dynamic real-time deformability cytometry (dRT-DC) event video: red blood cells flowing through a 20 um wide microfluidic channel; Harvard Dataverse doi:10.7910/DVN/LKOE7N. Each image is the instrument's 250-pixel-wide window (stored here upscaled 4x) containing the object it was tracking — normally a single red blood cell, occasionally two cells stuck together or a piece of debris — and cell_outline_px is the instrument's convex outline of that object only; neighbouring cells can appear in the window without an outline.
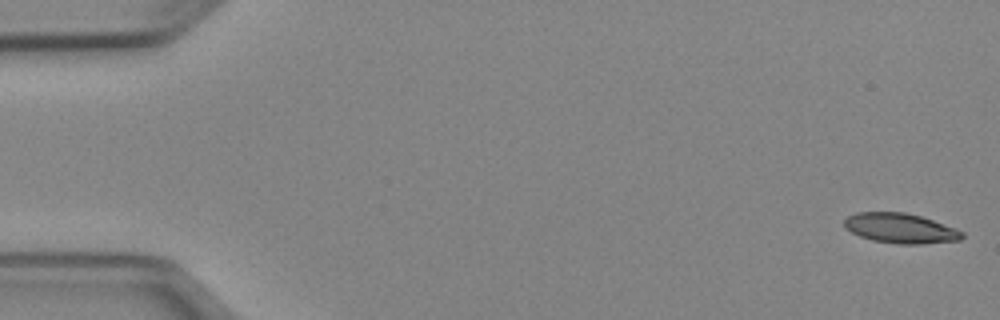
{"species": "Egyptian fruit bat (a non-hibernating species)", "species_latin": "Rousettus aegyptiacus", "temperature_condition": "cold", "stored_images_in_passage": 51, "camera_frame_rate_fps": 3000, "um_per_image_px": 0.085, "animal": {"sex": "female"}, "frame": {"image": 1, "passage_image": 1, "time_ms": 0.0, "image_size_px": [1000, 320], "cell_outline_px": [[964, 236], [960, 240], [924, 244], [896, 244], [872, 240], [860, 236], [844, 228], [844, 220], [848, 216], [856, 212], [904, 212], [920, 216], [956, 228], [964, 232]], "centroid_in_image_um": [76.54, 19.41], "position_along_channel_um": 8.5, "area_um2": 20.63}}
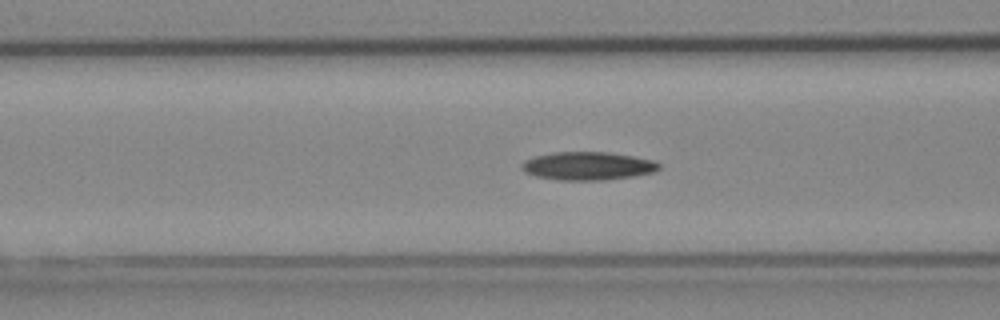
{"frame": {"image": 2, "passage_image": 20, "time_ms": 6.333, "image_size_px": [1000, 320], "cell_outline_px": [[660, 168], [652, 172], [632, 176], [604, 180], [556, 180], [536, 176], [524, 172], [520, 168], [520, 164], [524, 160], [532, 156], [552, 152], [608, 152], [632, 156], [652, 160], [660, 164]], "centroid_in_image_um": [49.88, 14.1], "position_along_channel_um": 116.7, "area_um2": 22.66}}
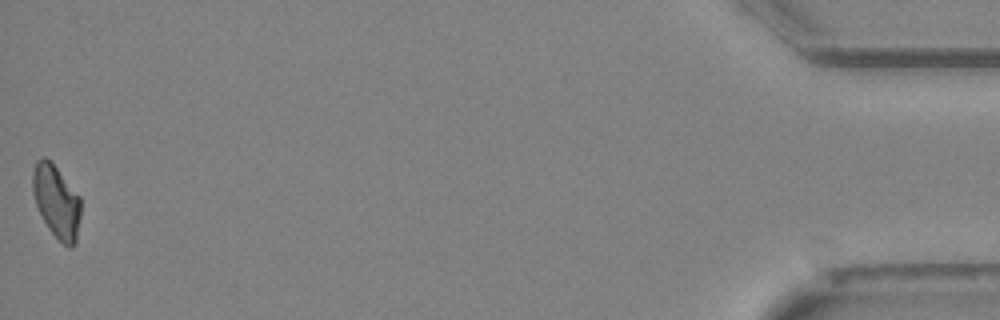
{"frame": {"image": 3, "passage_image": 51, "time_ms": 16.667, "image_size_px": [1000, 320], "cell_outline_px": [[80, 216], [76, 244], [72, 248], [68, 248], [52, 232], [44, 220], [36, 204], [32, 188], [32, 176], [36, 160], [44, 156], [52, 160], [80, 196]], "centroid_in_image_um": [4.81, 17.08], "position_along_channel_um": 430.4, "area_um2": 20.52}, "authors_computed_cell_mechanics": {"area_um2": 21.2126, "velocity_mm_per_s": 3.9531, "shape_relaxation_time_tau1_ms": 3.6058, "shape_relaxation_time_tau2_ms": null, "deformation_change_tau1": 0.1338, "deformation_change_tau2": null}}